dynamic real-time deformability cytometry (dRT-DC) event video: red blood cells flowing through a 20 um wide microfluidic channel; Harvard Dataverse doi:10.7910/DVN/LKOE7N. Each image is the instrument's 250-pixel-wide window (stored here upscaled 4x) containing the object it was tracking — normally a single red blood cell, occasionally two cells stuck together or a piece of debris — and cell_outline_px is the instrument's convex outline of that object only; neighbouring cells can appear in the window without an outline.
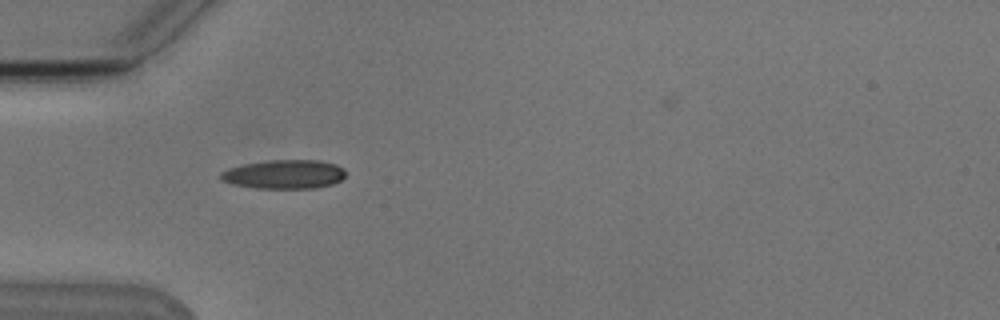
{"species": "Egyptian fruit bat (a non-hibernating species)", "species_latin": "Rousettus aegyptiacus", "temperature_condition": "cold", "stored_images_in_passage": 5, "camera_frame_rate_fps": 3000, "um_per_image_px": 0.085, "animal": {"sex": "male"}, "frame": {"image": 1, "passage_image": 1, "time_ms": 0.0, "image_size_px": [1000, 320], "cell_outline_px": [[344, 176], [340, 180], [332, 184], [316, 188], [256, 188], [232, 184], [220, 180], [220, 172], [228, 168], [244, 164], [268, 160], [320, 160], [336, 164], [344, 168]], "centroid_in_image_um": [24.14, 14.81], "position_along_channel_um": 60.9, "area_um2": 21.15}}
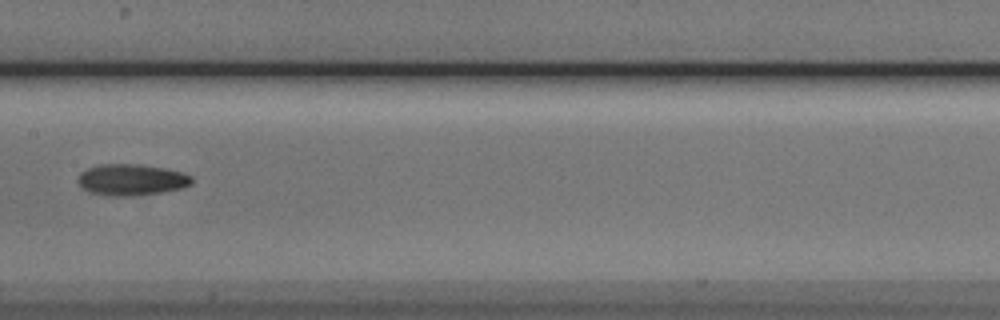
{"frame": {"image": 2, "passage_image": 4, "time_ms": 3.667, "image_size_px": [1000, 320], "cell_outline_px": [[192, 184], [180, 188], [160, 192], [132, 196], [108, 196], [88, 192], [76, 180], [80, 172], [88, 168], [100, 164], [140, 164], [164, 168], [184, 172], [192, 176]], "centroid_in_image_um": [11.16, 15.27], "position_along_channel_um": 196.2, "area_um2": 20.87}}
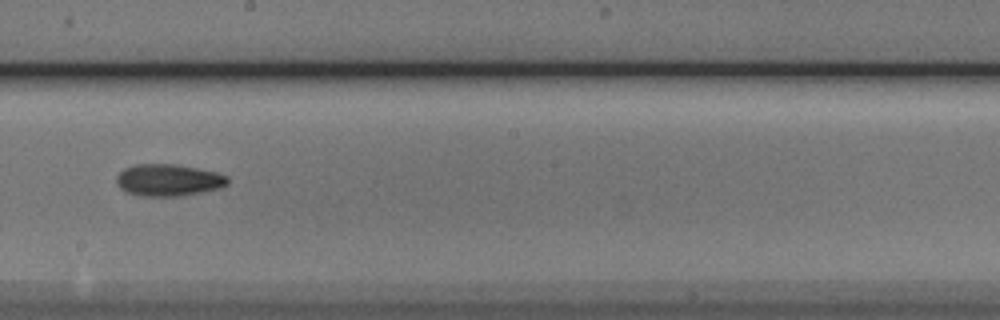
{"frame": {"image": 3, "passage_image": 5, "time_ms": 4.667, "image_size_px": [1000, 320], "cell_outline_px": [[228, 184], [220, 188], [184, 196], [140, 196], [128, 192], [120, 188], [116, 184], [116, 176], [124, 168], [136, 164], [176, 164], [216, 172], [228, 176]], "centroid_in_image_um": [14.31, 15.31], "position_along_channel_um": 233.9, "area_um2": 20.81}}